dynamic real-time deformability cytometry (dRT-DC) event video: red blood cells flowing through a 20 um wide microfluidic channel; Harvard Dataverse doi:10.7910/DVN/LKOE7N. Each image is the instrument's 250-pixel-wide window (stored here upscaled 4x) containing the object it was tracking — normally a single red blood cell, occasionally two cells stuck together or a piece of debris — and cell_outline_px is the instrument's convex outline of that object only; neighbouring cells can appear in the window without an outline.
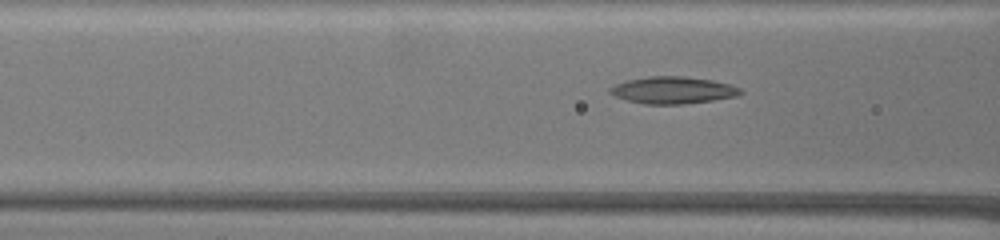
{"species": "common noctule bat (a hibernating species)", "species_latin": "Nyctalus noctula", "temperature_condition": "warm", "stored_images_in_passage": 22, "camera_frame_rate_fps": 3000, "um_per_image_px": 0.085, "animal": {"sex": "female", "body_mass_g": 19.5, "forearm_length_mm": 54.1}, "frame": {"image": 1, "passage_image": 11, "time_ms": 3.333, "image_size_px": [1000, 240], "cell_outline_px": [[744, 92], [736, 96], [712, 100], [684, 104], [644, 104], [628, 100], [616, 96], [608, 92], [608, 88], [616, 84], [628, 80], [648, 76], [684, 76], [712, 80], [728, 84], [740, 88]], "centroid_in_image_um": [57.19, 7.66], "position_along_channel_um": 109.4, "area_um2": 20.4}}
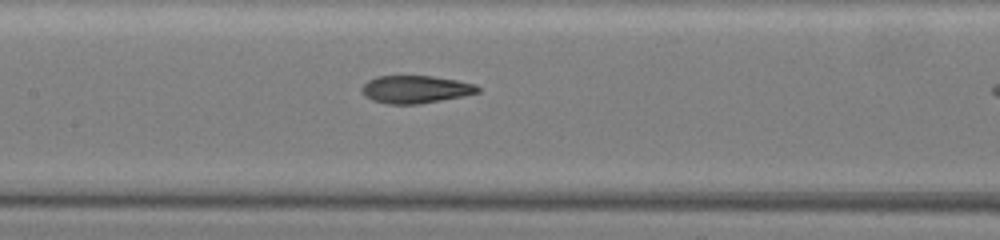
{"frame": {"image": 2, "passage_image": 17, "time_ms": 5.333, "image_size_px": [1000, 240], "cell_outline_px": [[480, 92], [464, 96], [416, 104], [388, 104], [372, 100], [364, 96], [360, 88], [368, 80], [376, 76], [432, 76], [456, 80], [476, 84], [480, 88]], "centroid_in_image_um": [35.31, 7.59], "position_along_channel_um": 172.1, "area_um2": 18.73}}
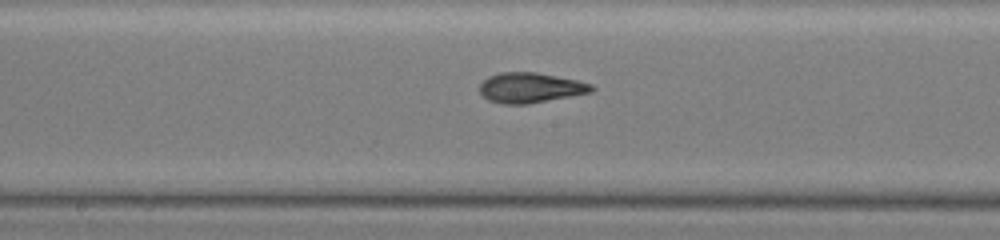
{"frame": {"image": 3, "passage_image": 20, "time_ms": 6.333, "image_size_px": [1000, 240], "cell_outline_px": [[596, 88], [592, 92], [528, 104], [500, 104], [488, 100], [480, 92], [480, 84], [488, 76], [500, 72], [536, 72], [576, 80], [592, 84]], "centroid_in_image_um": [45.07, 7.46], "position_along_channel_um": 203.1, "area_um2": 19.65}}